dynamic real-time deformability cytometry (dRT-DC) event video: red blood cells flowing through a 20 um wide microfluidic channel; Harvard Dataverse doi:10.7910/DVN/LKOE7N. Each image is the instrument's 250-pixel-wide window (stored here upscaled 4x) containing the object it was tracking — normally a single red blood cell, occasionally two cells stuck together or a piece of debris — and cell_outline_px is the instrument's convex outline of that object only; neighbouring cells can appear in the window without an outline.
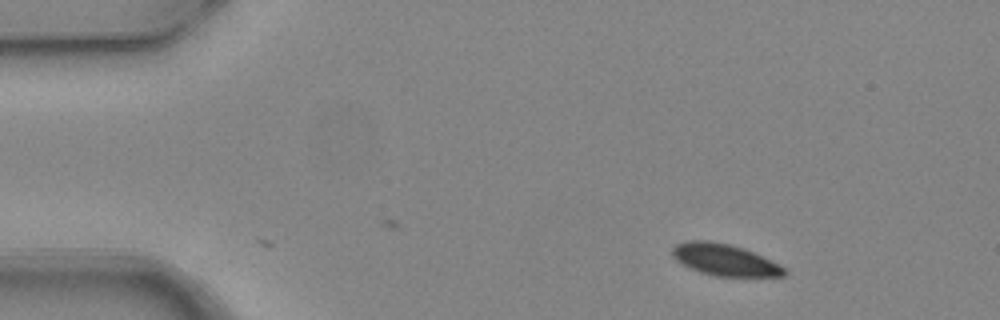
{"species": "common noctule bat (a hibernating species)", "species_latin": "Nyctalus noctula", "temperature_condition": "warm", "stored_images_in_passage": 7, "camera_frame_rate_fps": 3000, "um_per_image_px": 0.085, "animal": {"sex": "female", "body_mass_g": 24.6, "forearm_length_mm": 56.2}, "frame": {"image": 1, "passage_image": 1, "time_ms": 0.0, "image_size_px": [1000, 320], "cell_outline_px": [[788, 272], [784, 276], [716, 276], [700, 272], [676, 260], [672, 256], [672, 248], [676, 244], [688, 240], [708, 240], [728, 244], [744, 248], [780, 264]], "centroid_in_image_um": [61.6, 22.07], "position_along_channel_um": 23.4, "area_um2": 20.52}}
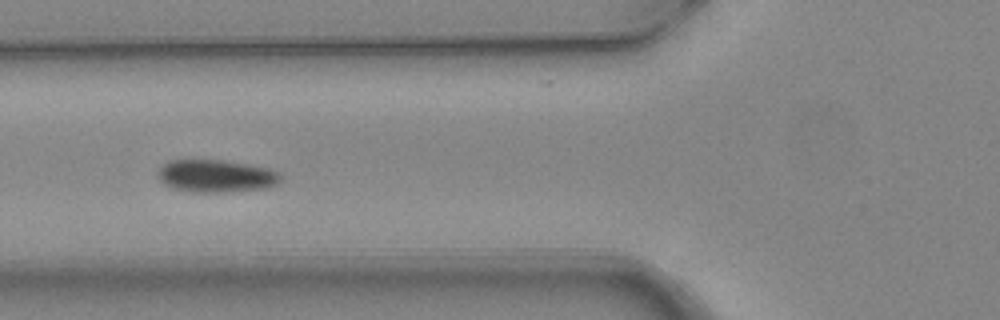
{"frame": {"image": 2, "passage_image": 4, "time_ms": 1.0, "image_size_px": [1000, 320], "cell_outline_px": [[284, 176], [276, 184], [268, 188], [224, 192], [192, 192], [172, 188], [164, 184], [156, 176], [156, 172], [168, 160], [224, 160], [248, 164], [268, 168], [280, 172]], "centroid_in_image_um": [18.37, 14.96], "position_along_channel_um": 107.4, "area_um2": 23.58}}
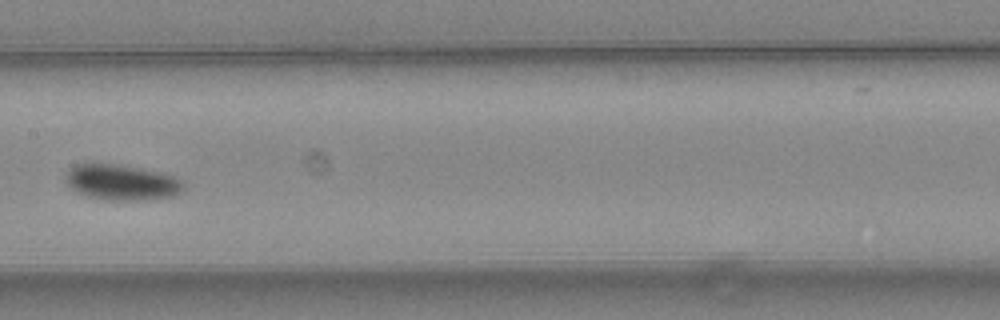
{"frame": {"image": 3, "passage_image": 6, "time_ms": 1.667, "image_size_px": [1000, 320], "cell_outline_px": [[184, 192], [172, 196], [148, 200], [100, 200], [84, 196], [76, 192], [64, 180], [64, 176], [76, 164], [88, 160], [92, 160], [120, 164], [164, 172], [180, 180], [184, 184]], "centroid_in_image_um": [10.3, 15.47], "position_along_channel_um": 197.1, "area_um2": 25.55}}